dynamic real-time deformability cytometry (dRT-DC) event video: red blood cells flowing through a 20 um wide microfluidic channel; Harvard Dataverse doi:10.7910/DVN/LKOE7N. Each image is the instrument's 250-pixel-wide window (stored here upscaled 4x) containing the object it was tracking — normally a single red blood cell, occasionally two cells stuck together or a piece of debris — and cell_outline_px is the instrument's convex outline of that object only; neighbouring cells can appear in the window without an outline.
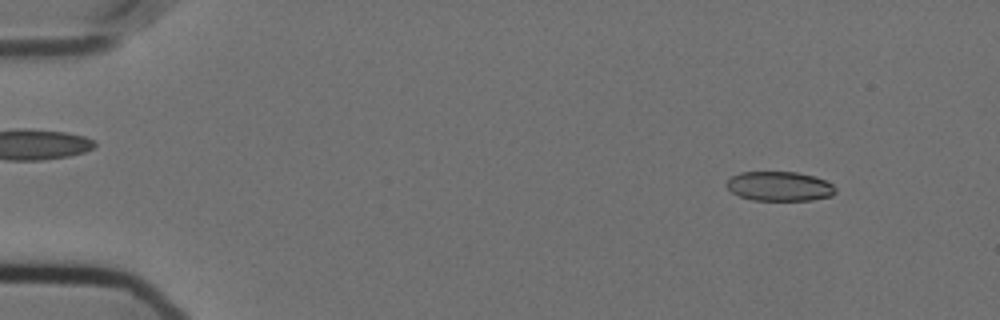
{"species": "Egyptian fruit bat (a non-hibernating species)", "species_latin": "Rousettus aegyptiacus", "temperature_condition": "cold", "stored_images_in_passage": 56, "camera_frame_rate_fps": 3000, "um_per_image_px": 0.085, "animal": {"sex": "female"}, "frame": {"image": 1, "passage_image": 6, "time_ms": 1.667, "image_size_px": [1000, 320], "cell_outline_px": [[836, 192], [832, 196], [812, 200], [752, 200], [740, 196], [732, 192], [724, 184], [732, 176], [740, 172], [796, 172], [812, 176], [824, 180], [832, 184], [836, 188]], "centroid_in_image_um": [66.25, 15.84], "position_along_channel_um": 18.7, "area_um2": 18.67}}
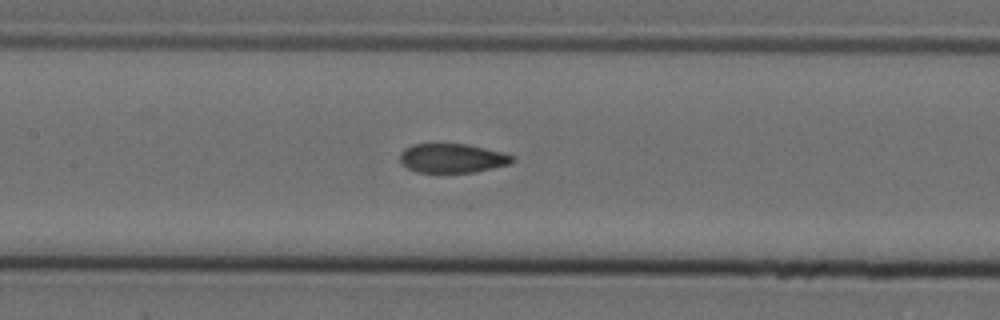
{"frame": {"image": 2, "passage_image": 27, "time_ms": 8.667, "image_size_px": [1000, 320], "cell_outline_px": [[512, 164], [476, 172], [416, 172], [408, 168], [400, 160], [400, 152], [404, 148], [412, 144], [468, 144], [500, 152], [512, 156]], "centroid_in_image_um": [38.42, 13.45], "position_along_channel_um": 169.0, "area_um2": 18.96}}
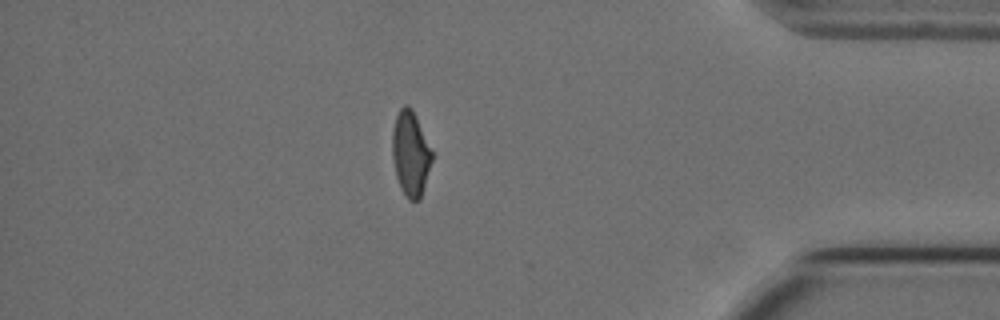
{"frame": {"image": 3, "passage_image": 49, "time_ms": 16.0, "image_size_px": [1000, 320], "cell_outline_px": [[432, 160], [420, 200], [408, 200], [400, 188], [396, 176], [392, 156], [392, 132], [396, 116], [400, 108], [404, 104], [408, 104], [412, 108], [432, 152]], "centroid_in_image_um": [34.88, 13.06], "position_along_channel_um": 400.3, "area_um2": 19.48}, "authors_computed_cell_mechanics": {"area_um2": 19.9121, "velocity_mm_per_s": 3.6117, "shape_relaxation_time_tau1_ms": null, "shape_relaxation_time_tau2_ms": 4.9124, "deformation_change_tau1": null, "deformation_change_tau2": 0.0693}}